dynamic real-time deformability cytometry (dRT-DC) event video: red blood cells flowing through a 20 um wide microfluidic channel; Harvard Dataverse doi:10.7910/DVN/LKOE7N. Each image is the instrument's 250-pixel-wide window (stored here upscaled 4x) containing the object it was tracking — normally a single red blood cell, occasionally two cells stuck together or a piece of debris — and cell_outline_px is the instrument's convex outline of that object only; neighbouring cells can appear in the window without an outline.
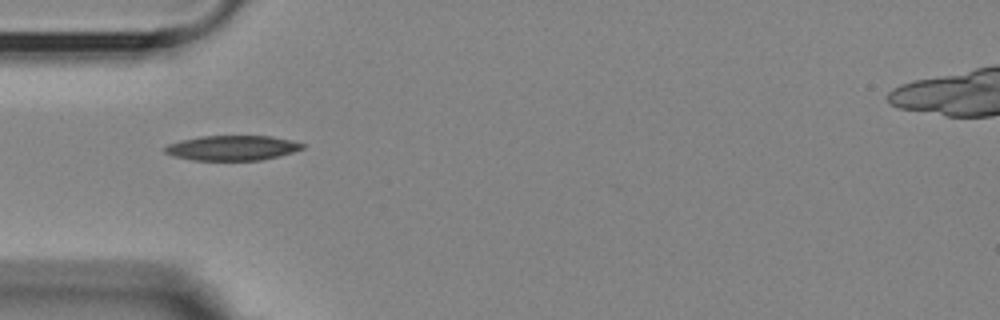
{"species": "Egyptian fruit bat (a non-hibernating species)", "species_latin": "Rousettus aegyptiacus", "temperature_condition": "room temperature", "stored_images_in_passage": 24, "camera_frame_rate_fps": 3000, "um_per_image_px": 0.085, "animal": {"sex": "female"}, "frame": {"image": 1, "passage_image": 1, "time_ms": 0.0, "image_size_px": [1000, 320], "cell_outline_px": [[304, 148], [292, 152], [260, 160], [192, 160], [172, 156], [164, 152], [164, 148], [168, 144], [180, 140], [200, 136], [272, 136], [292, 140], [304, 144]], "centroid_in_image_um": [19.7, 12.57], "position_along_channel_um": 65.3, "area_um2": 19.94}}
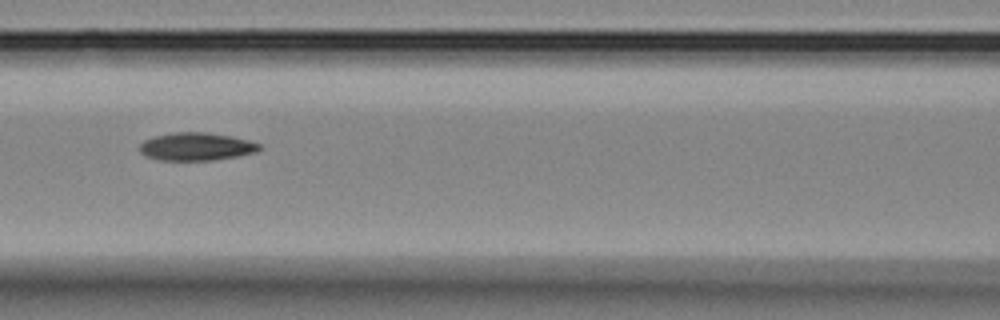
{"frame": {"image": 2, "passage_image": 8, "time_ms": 2.333, "image_size_px": [1000, 320], "cell_outline_px": [[260, 148], [256, 152], [236, 156], [212, 160], [160, 160], [148, 156], [140, 152], [140, 144], [144, 140], [152, 136], [176, 132], [208, 132], [232, 136], [248, 140], [260, 144]], "centroid_in_image_um": [16.67, 12.45], "position_along_channel_um": 149.9, "area_um2": 19.36}}
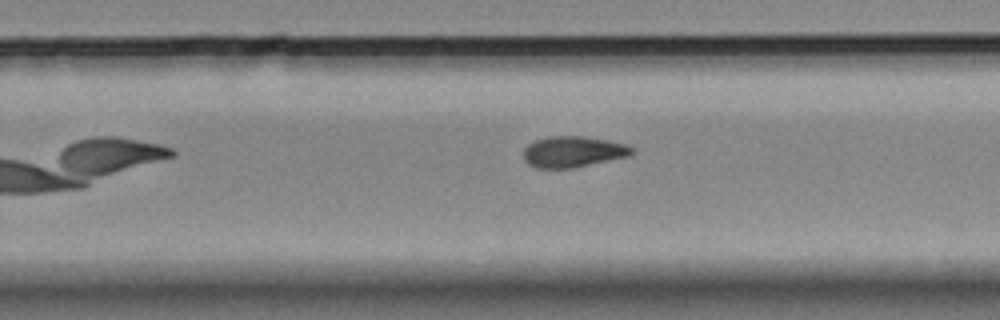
{"frame": {"image": 3, "passage_image": 19, "time_ms": 6.0, "image_size_px": [1000, 320], "cell_outline_px": [[636, 152], [628, 156], [572, 168], [536, 168], [528, 164], [524, 160], [524, 148], [528, 144], [536, 140], [548, 136], [584, 136], [608, 140], [628, 144], [636, 148]], "centroid_in_image_um": [48.74, 12.89], "position_along_channel_um": 281.1, "area_um2": 19.77}}